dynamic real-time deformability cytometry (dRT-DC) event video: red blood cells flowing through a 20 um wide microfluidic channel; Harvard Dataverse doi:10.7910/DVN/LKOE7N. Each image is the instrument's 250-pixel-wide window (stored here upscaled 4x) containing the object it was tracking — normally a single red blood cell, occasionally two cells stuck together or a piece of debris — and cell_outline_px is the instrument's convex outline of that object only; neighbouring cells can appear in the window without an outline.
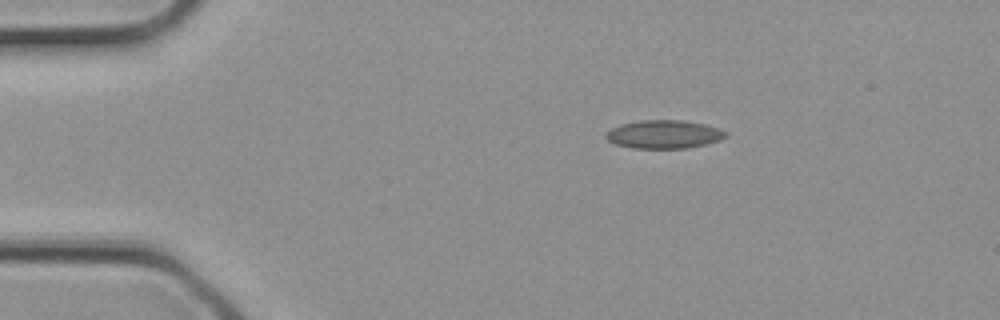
{"species": "common noctule bat (a hibernating species)", "species_latin": "Nyctalus noctula", "temperature_condition": "cold", "stored_images_in_passage": 2, "camera_frame_rate_fps": 3000, "um_per_image_px": 0.085, "animal": {"sex": "female", "body_mass_g": 21.9}, "frame": {"image": 1, "passage_image": 1, "time_ms": 0.0, "image_size_px": [1000, 320], "cell_outline_px": [[728, 136], [720, 140], [688, 148], [632, 148], [616, 144], [608, 140], [604, 136], [604, 132], [620, 124], [640, 120], [684, 120], [704, 124], [720, 128], [728, 132]], "centroid_in_image_um": [56.44, 11.41], "position_along_channel_um": 28.6, "area_um2": 19.94}}
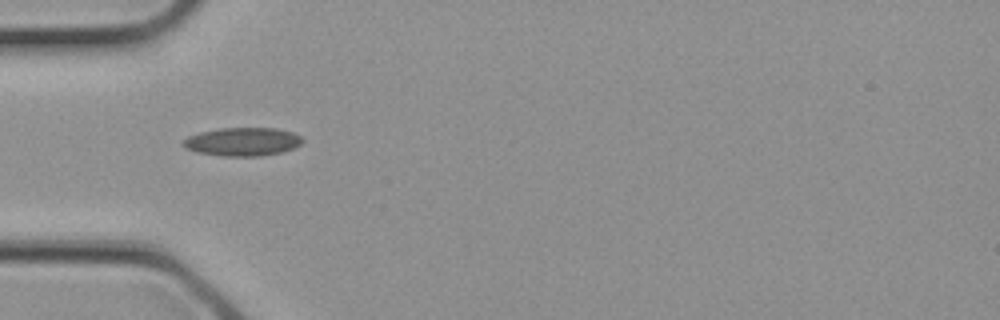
{"frame": {"image": 2, "passage_image": 2, "time_ms": 0.333, "image_size_px": [1000, 320], "cell_outline_px": [[304, 140], [300, 144], [292, 148], [280, 152], [260, 156], [220, 156], [196, 152], [184, 148], [180, 144], [188, 136], [200, 132], [220, 128], [276, 128], [292, 132], [300, 136]], "centroid_in_image_um": [20.57, 12.04], "position_along_channel_um": 64.4, "area_um2": 19.77}}